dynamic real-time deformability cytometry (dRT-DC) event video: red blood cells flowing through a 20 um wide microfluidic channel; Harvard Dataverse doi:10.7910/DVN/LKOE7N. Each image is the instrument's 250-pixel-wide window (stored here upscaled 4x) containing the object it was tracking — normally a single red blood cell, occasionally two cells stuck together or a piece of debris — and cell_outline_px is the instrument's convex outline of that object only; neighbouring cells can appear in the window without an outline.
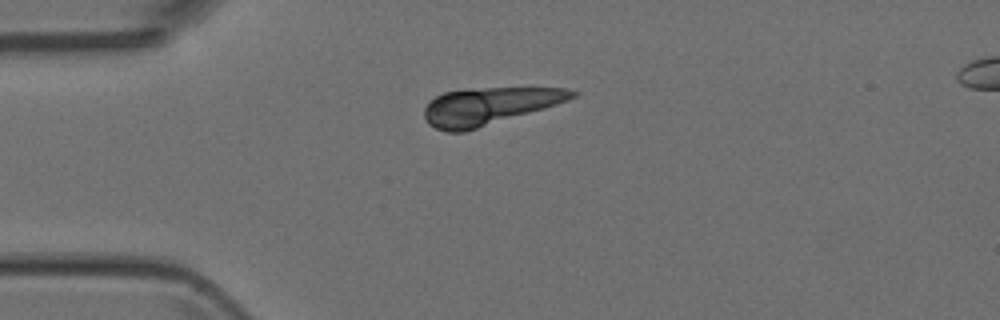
{"species": "Egyptian fruit bat (a non-hibernating species)", "species_latin": "Rousettus aegyptiacus", "temperature_condition": "room temperature", "stored_images_in_passage": 1, "camera_frame_rate_fps": 3000, "um_per_image_px": 0.085, "animal": {"sex": "female"}, "frame": {"image": 1, "passage_image": 1, "time_ms": 0.0, "image_size_px": [1000, 320], "cell_outline_px": [[580, 92], [576, 96], [568, 100], [544, 108], [464, 132], [444, 132], [428, 124], [424, 116], [424, 108], [436, 96], [444, 92], [468, 88], [568, 88]], "centroid_in_image_um": [41.55, 9.01], "position_along_channel_um": 43.5, "area_um2": 31.85}}